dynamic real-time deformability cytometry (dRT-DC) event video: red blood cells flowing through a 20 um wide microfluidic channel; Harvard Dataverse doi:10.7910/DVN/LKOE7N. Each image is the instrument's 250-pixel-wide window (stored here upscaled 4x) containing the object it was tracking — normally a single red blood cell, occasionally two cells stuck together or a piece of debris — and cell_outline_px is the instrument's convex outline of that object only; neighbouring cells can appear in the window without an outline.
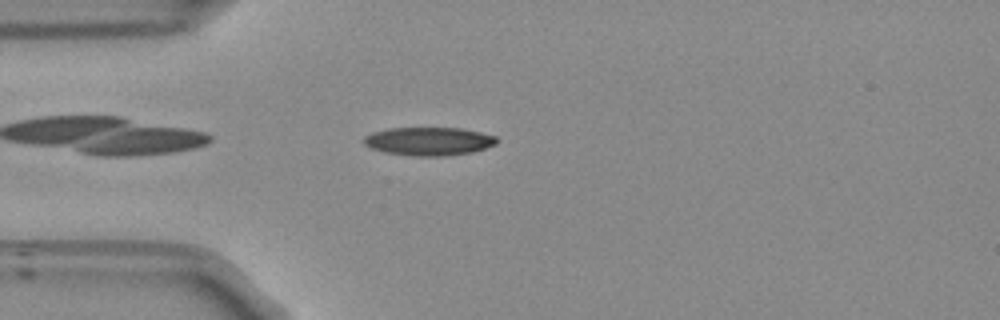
{"species": "Egyptian fruit bat (a non-hibernating species)", "species_latin": "Rousettus aegyptiacus", "temperature_condition": "room temperature", "stored_images_in_passage": 42, "camera_frame_rate_fps": 3000, "um_per_image_px": 0.085, "frame": {"image": 1, "passage_image": 3, "time_ms": 0.667, "image_size_px": [1000, 320], "cell_outline_px": [[496, 144], [472, 152], [444, 156], [412, 156], [384, 152], [372, 148], [364, 144], [364, 136], [372, 132], [388, 128], [460, 128], [480, 132], [496, 136]], "centroid_in_image_um": [36.42, 12.01], "position_along_channel_um": 48.6, "area_um2": 21.85}}
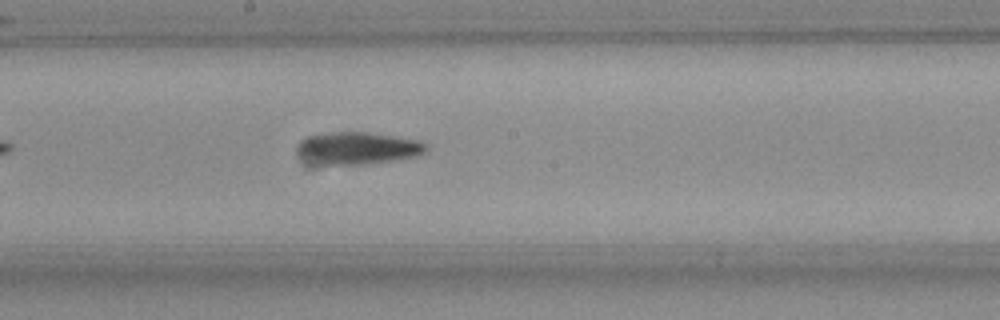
{"frame": {"image": 2, "passage_image": 17, "time_ms": 5.333, "image_size_px": [1000, 320], "cell_outline_px": [[428, 148], [424, 152], [416, 156], [392, 160], [364, 164], [324, 164], [300, 152], [300, 144], [308, 136], [328, 132], [368, 132], [416, 140], [428, 144]], "centroid_in_image_um": [30.54, 12.56], "position_along_channel_um": 217.7, "area_um2": 23.12}}
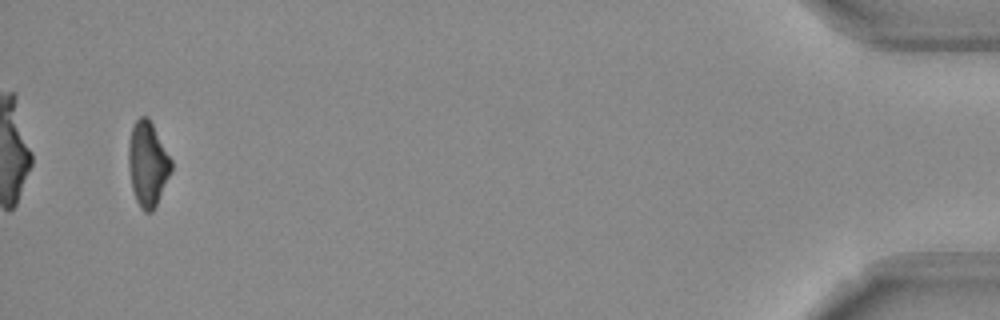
{"frame": {"image": 3, "passage_image": 40, "time_ms": 13.0, "image_size_px": [1000, 320], "cell_outline_px": [[172, 172], [152, 212], [144, 212], [140, 208], [136, 200], [132, 188], [128, 168], [128, 148], [132, 128], [136, 120], [140, 116], [148, 116], [172, 160]], "centroid_in_image_um": [12.55, 13.94], "position_along_channel_um": 422.6, "area_um2": 21.1}, "authors_computed_cell_mechanics": {"area_um2": 21.8773, "velocity_mm_per_s": 3.8169, "shape_relaxation_time_tau1_ms": 10.1697, "shape_relaxation_time_tau2_ms": 8.4019, "deformation_change_tau1": 0.228, "deformation_change_tau2": 0.1666}}